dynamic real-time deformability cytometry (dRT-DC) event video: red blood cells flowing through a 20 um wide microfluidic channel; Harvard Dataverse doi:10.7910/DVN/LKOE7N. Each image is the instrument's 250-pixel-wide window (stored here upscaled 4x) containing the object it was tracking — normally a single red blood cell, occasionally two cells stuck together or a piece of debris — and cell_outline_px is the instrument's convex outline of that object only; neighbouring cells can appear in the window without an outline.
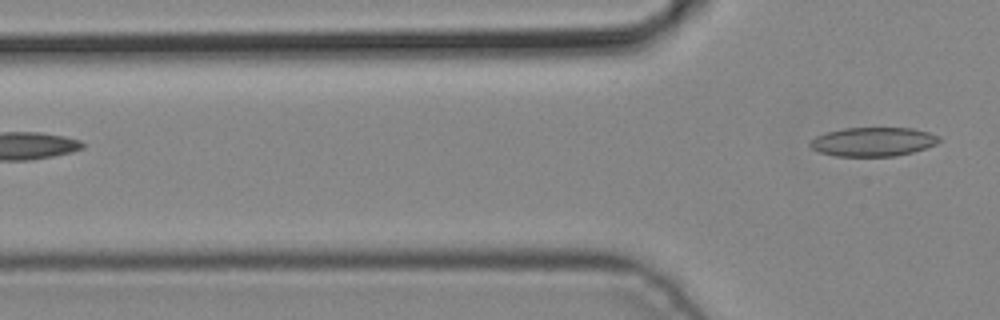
{"species": "common noctule bat (a hibernating species)", "species_latin": "Nyctalus noctula", "temperature_condition": "cold", "stored_images_in_passage": 4, "camera_frame_rate_fps": 3000, "um_per_image_px": 0.085, "animal": {"sex": "male", "body_mass_g": 19.2, "forearm_length_mm": 51.8}, "frame": {"image": 1, "passage_image": 4, "time_ms": 1.0, "image_size_px": [1000, 320], "cell_outline_px": [[940, 140], [936, 144], [912, 152], [896, 156], [836, 156], [820, 152], [812, 148], [808, 144], [816, 136], [828, 132], [844, 128], [912, 128], [928, 132], [940, 136]], "centroid_in_image_um": [74.22, 12.05], "position_along_channel_um": 51.6, "area_um2": 21.62}}